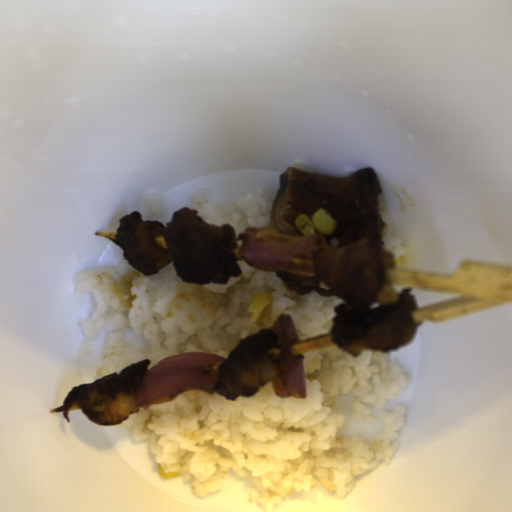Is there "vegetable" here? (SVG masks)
<instances>
[{
  "instance_id": "obj_3",
  "label": "vegetable",
  "mask_w": 512,
  "mask_h": 512,
  "mask_svg": "<svg viewBox=\"0 0 512 512\" xmlns=\"http://www.w3.org/2000/svg\"><path fill=\"white\" fill-rule=\"evenodd\" d=\"M276 335L280 350V376L271 381L272 390L280 399L294 397L306 400L304 357L292 356V346L301 341L297 327L289 314H281L270 327Z\"/></svg>"
},
{
  "instance_id": "obj_1",
  "label": "vegetable",
  "mask_w": 512,
  "mask_h": 512,
  "mask_svg": "<svg viewBox=\"0 0 512 512\" xmlns=\"http://www.w3.org/2000/svg\"><path fill=\"white\" fill-rule=\"evenodd\" d=\"M225 358L212 353H178L147 370L136 390L135 404L146 408L174 400L183 391L201 388L215 393L219 367Z\"/></svg>"
},
{
  "instance_id": "obj_2",
  "label": "vegetable",
  "mask_w": 512,
  "mask_h": 512,
  "mask_svg": "<svg viewBox=\"0 0 512 512\" xmlns=\"http://www.w3.org/2000/svg\"><path fill=\"white\" fill-rule=\"evenodd\" d=\"M329 246L318 233L289 236L269 226L247 227L240 243L243 260L259 271H280L315 277L313 252Z\"/></svg>"
}]
</instances>
